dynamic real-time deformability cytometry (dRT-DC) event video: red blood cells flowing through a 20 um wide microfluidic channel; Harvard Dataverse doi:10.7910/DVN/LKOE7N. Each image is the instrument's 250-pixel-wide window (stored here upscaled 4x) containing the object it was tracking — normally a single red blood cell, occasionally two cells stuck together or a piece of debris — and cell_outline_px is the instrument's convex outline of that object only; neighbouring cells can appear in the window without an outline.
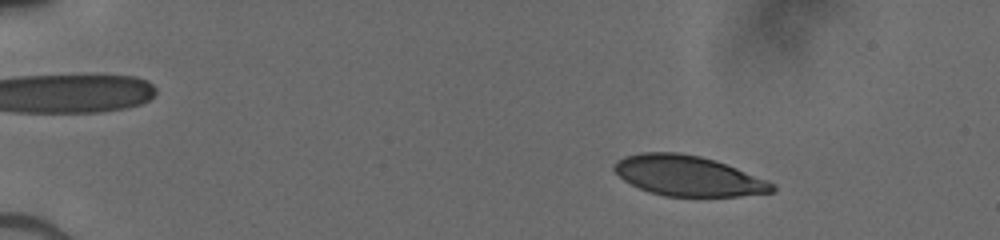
{"species": "human", "species_latin": "Homo sapiens", "temperature_condition": "cold", "stored_images_in_passage": 51, "camera_frame_rate_fps": 3000, "um_per_image_px": 0.085, "donor": {"sex": "male"}, "frame": {"image": 1, "passage_image": 8, "time_ms": 2.333, "image_size_px": [1000, 240], "cell_outline_px": [[776, 188], [772, 192], [740, 196], [664, 196], [640, 188], [624, 180], [612, 168], [612, 164], [616, 160], [624, 156], [640, 152], [676, 152], [700, 156], [716, 160], [768, 180], [776, 184]], "centroid_in_image_um": [58.49, 14.93], "position_along_channel_um": 26.5, "area_um2": 37.11}}
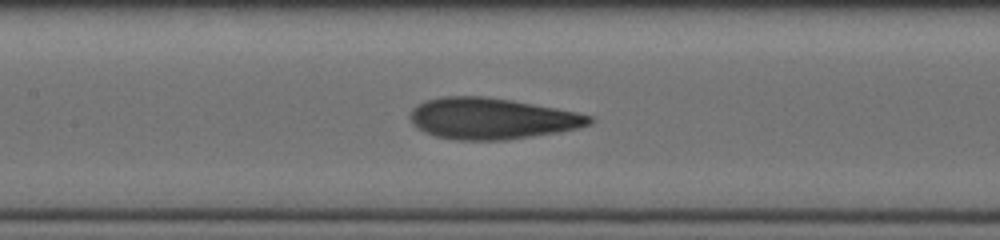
{"frame": {"image": 2, "passage_image": 26, "time_ms": 8.333, "image_size_px": [1000, 240], "cell_outline_px": [[592, 124], [560, 132], [504, 140], [456, 140], [436, 136], [424, 132], [416, 128], [412, 124], [408, 116], [412, 108], [416, 104], [424, 100], [440, 96], [488, 96], [512, 100], [556, 108], [576, 112], [592, 116]], "centroid_in_image_um": [41.73, 10.07], "position_along_channel_um": 165.7, "area_um2": 43.41}}
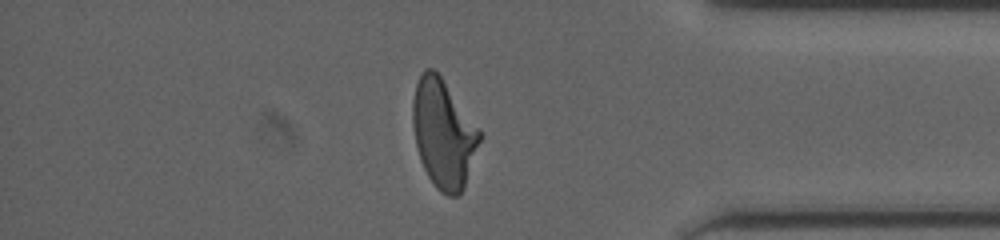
{"frame": {"image": 3, "passage_image": 44, "time_ms": 14.333, "image_size_px": [1000, 240], "cell_outline_px": [[480, 140], [464, 188], [460, 196], [448, 196], [440, 192], [436, 188], [428, 176], [420, 160], [416, 144], [412, 124], [412, 100], [416, 84], [424, 68], [432, 68], [440, 76], [480, 128]], "centroid_in_image_um": [37.68, 11.38], "position_along_channel_um": 397.5, "area_um2": 42.08}}